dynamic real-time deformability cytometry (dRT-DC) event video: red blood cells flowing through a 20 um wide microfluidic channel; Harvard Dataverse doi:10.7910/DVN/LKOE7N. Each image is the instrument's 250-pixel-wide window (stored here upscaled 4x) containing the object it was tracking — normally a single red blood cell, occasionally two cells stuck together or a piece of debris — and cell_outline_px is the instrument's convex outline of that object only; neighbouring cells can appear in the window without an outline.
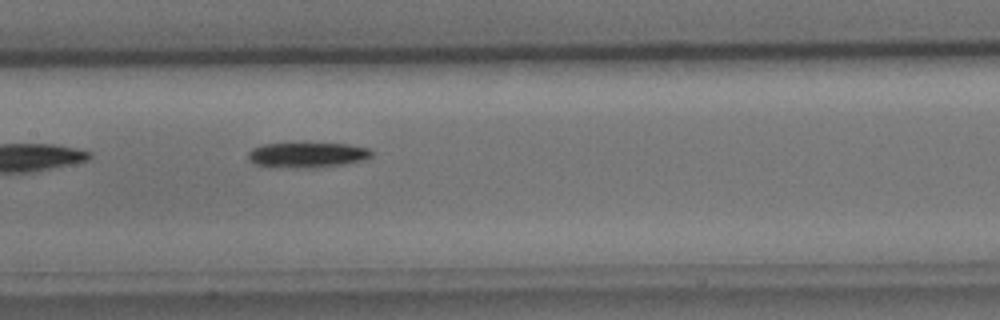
{"species": "common noctule bat (a hibernating species)", "species_latin": "Nyctalus noctula", "temperature_condition": "cold", "stored_images_in_passage": 7, "camera_frame_rate_fps": 3000, "um_per_image_px": 0.085, "animal": {"sex": "male", "body_mass_g": 15.6}, "frame": {"image": 1, "passage_image": 7, "time_ms": 8.0, "image_size_px": [1000, 320], "cell_outline_px": [[372, 156], [364, 160], [344, 164], [312, 168], [268, 168], [252, 164], [248, 160], [248, 152], [252, 148], [264, 144], [348, 144], [368, 148], [372, 152]], "centroid_in_image_um": [26.04, 13.2], "position_along_channel_um": 181.4, "area_um2": 18.38}}